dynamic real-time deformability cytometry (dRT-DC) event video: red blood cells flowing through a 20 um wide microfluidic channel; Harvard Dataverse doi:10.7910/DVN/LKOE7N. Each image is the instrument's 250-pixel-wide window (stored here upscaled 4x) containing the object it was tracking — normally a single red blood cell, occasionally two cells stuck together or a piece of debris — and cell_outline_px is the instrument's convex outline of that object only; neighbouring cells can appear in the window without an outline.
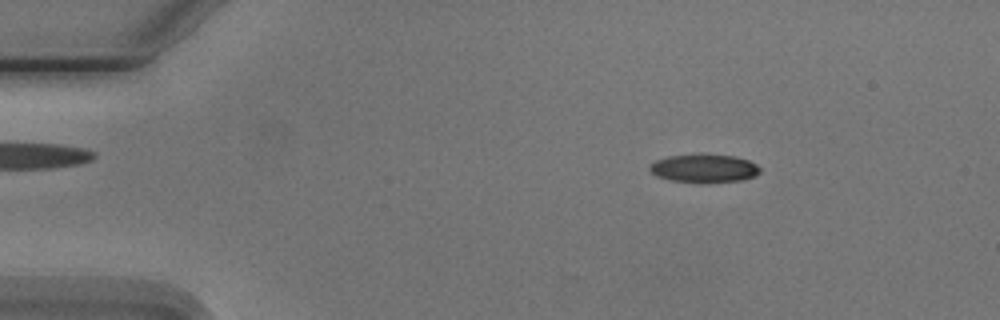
{"species": "Egyptian fruit bat (a non-hibernating species)", "species_latin": "Rousettus aegyptiacus", "temperature_condition": "cold", "stored_images_in_passage": 6, "segment_of_instrument_passage": [1, 2], "camera_frame_rate_fps": 3000, "um_per_image_px": 0.085, "animal": {"sex": "male"}, "frame": {"image": 1, "passage_image": 3, "time_ms": 2.333, "image_size_px": [1000, 320], "cell_outline_px": [[760, 172], [752, 176], [740, 180], [704, 184], [672, 180], [656, 176], [648, 168], [648, 164], [656, 160], [668, 156], [700, 152], [732, 156], [748, 160], [756, 164], [760, 168]], "centroid_in_image_um": [59.8, 14.29], "position_along_channel_um": 25.2, "area_um2": 18.73}}